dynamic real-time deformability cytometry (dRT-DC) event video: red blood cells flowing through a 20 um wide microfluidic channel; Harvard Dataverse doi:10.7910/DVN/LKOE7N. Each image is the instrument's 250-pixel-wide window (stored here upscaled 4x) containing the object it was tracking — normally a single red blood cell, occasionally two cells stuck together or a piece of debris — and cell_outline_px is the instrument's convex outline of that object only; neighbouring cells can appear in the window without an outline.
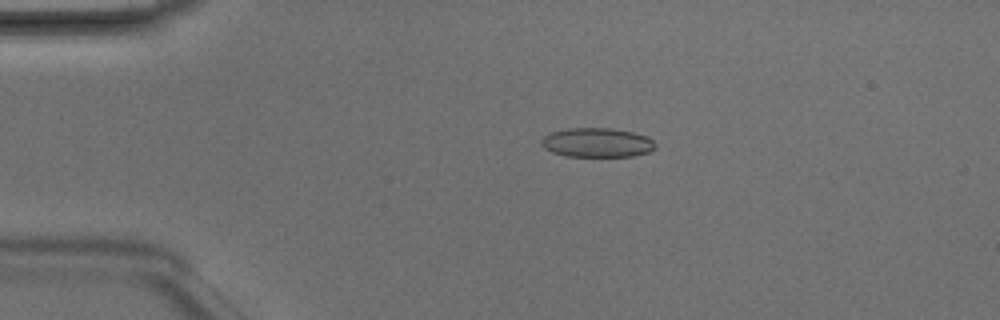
{"species": "Egyptian fruit bat (a non-hibernating species)", "species_latin": "Rousettus aegyptiacus", "temperature_condition": "room temperature", "stored_images_in_passage": 4, "camera_frame_rate_fps": 3000, "um_per_image_px": 0.085, "animal": {"sex": "male"}, "frame": {"image": 1, "passage_image": 3, "time_ms": 0.667, "image_size_px": [1000, 320], "cell_outline_px": [[656, 148], [648, 152], [632, 156], [564, 156], [552, 152], [544, 148], [540, 144], [540, 140], [544, 136], [552, 132], [568, 128], [612, 128], [632, 132], [644, 136], [652, 140], [656, 144]], "centroid_in_image_um": [50.72, 12.12], "position_along_channel_um": 34.3, "area_um2": 19.42}}